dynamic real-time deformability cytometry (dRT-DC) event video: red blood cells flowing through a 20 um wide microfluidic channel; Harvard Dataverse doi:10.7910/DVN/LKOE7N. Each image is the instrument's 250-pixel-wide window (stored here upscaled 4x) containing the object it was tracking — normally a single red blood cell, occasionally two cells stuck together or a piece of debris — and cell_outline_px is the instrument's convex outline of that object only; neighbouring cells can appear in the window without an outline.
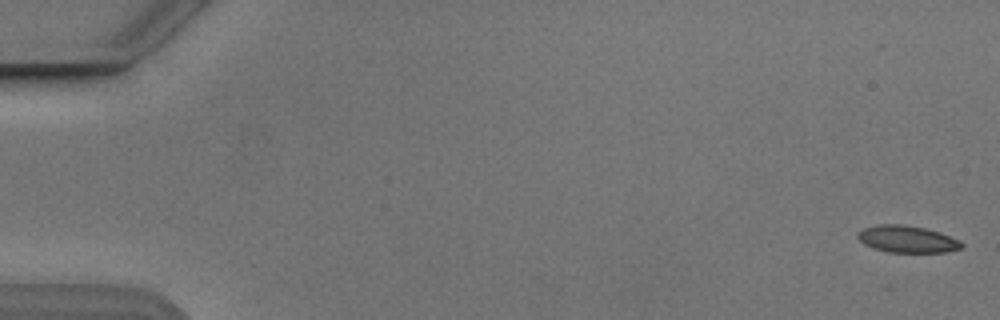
{"species": "Egyptian fruit bat (a non-hibernating species)", "species_latin": "Rousettus aegyptiacus", "temperature_condition": "cold", "stored_images_in_passage": 6, "camera_frame_rate_fps": 3000, "um_per_image_px": 0.085, "animal": {"sex": "male"}, "frame": {"image": 1, "passage_image": 1, "time_ms": 0.0, "image_size_px": [1000, 320], "cell_outline_px": [[964, 244], [960, 248], [948, 252], [888, 252], [872, 248], [864, 244], [856, 236], [856, 232], [864, 228], [876, 224], [904, 224], [924, 228], [940, 232], [960, 240]], "centroid_in_image_um": [77.08, 20.32], "position_along_channel_um": 7.9, "area_um2": 16.47}}
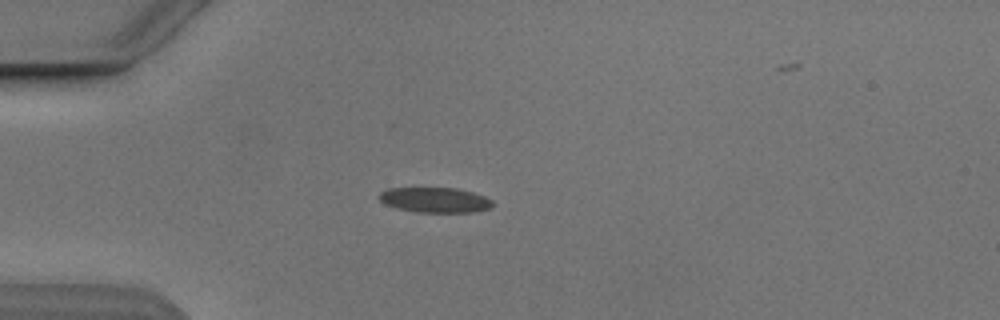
{"frame": {"image": 2, "passage_image": 5, "time_ms": 4.667, "image_size_px": [1000, 320], "cell_outline_px": [[492, 208], [476, 212], [416, 212], [396, 208], [384, 204], [376, 196], [380, 192], [388, 188], [456, 188], [472, 192], [484, 196], [492, 200]], "centroid_in_image_um": [36.95, 17.0], "position_along_channel_um": 48.1, "area_um2": 16.76}}